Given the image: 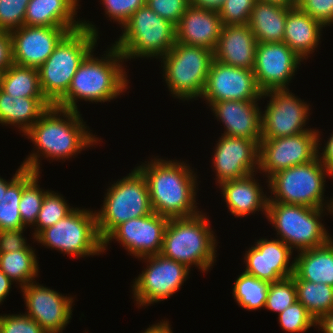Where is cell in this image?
<instances>
[{"label":"cell","mask_w":333,"mask_h":333,"mask_svg":"<svg viewBox=\"0 0 333 333\" xmlns=\"http://www.w3.org/2000/svg\"><path fill=\"white\" fill-rule=\"evenodd\" d=\"M86 127L79 111L65 110L52 105L23 134L31 139L38 151L28 156L21 165L39 174L40 156L52 160L68 159L85 147L98 143L100 140Z\"/></svg>","instance_id":"obj_1"},{"label":"cell","mask_w":333,"mask_h":333,"mask_svg":"<svg viewBox=\"0 0 333 333\" xmlns=\"http://www.w3.org/2000/svg\"><path fill=\"white\" fill-rule=\"evenodd\" d=\"M149 162L137 168L146 179L153 212L167 218L190 217L201 212L195 206L197 179L190 166L159 158Z\"/></svg>","instance_id":"obj_2"},{"label":"cell","mask_w":333,"mask_h":333,"mask_svg":"<svg viewBox=\"0 0 333 333\" xmlns=\"http://www.w3.org/2000/svg\"><path fill=\"white\" fill-rule=\"evenodd\" d=\"M92 53L81 62L66 95L56 107L78 112V99L104 103L126 92L129 82L122 66L125 58L120 51L112 45L100 59Z\"/></svg>","instance_id":"obj_3"},{"label":"cell","mask_w":333,"mask_h":333,"mask_svg":"<svg viewBox=\"0 0 333 333\" xmlns=\"http://www.w3.org/2000/svg\"><path fill=\"white\" fill-rule=\"evenodd\" d=\"M97 36V28L83 21V27L69 32L38 68L43 95L51 105H56L66 95L79 65L94 51Z\"/></svg>","instance_id":"obj_4"},{"label":"cell","mask_w":333,"mask_h":333,"mask_svg":"<svg viewBox=\"0 0 333 333\" xmlns=\"http://www.w3.org/2000/svg\"><path fill=\"white\" fill-rule=\"evenodd\" d=\"M211 230L209 220L201 212L190 217L169 218L160 254L189 269L194 265L203 272L208 271L217 257L216 235Z\"/></svg>","instance_id":"obj_5"},{"label":"cell","mask_w":333,"mask_h":333,"mask_svg":"<svg viewBox=\"0 0 333 333\" xmlns=\"http://www.w3.org/2000/svg\"><path fill=\"white\" fill-rule=\"evenodd\" d=\"M122 35L113 44L126 59L162 58L176 42L175 25L158 16L146 4L121 27Z\"/></svg>","instance_id":"obj_6"},{"label":"cell","mask_w":333,"mask_h":333,"mask_svg":"<svg viewBox=\"0 0 333 333\" xmlns=\"http://www.w3.org/2000/svg\"><path fill=\"white\" fill-rule=\"evenodd\" d=\"M326 176L332 175L321 163L320 157L295 165L271 175L268 188L274 196L268 202L303 205L310 208H323L330 212L331 200L324 202ZM325 179V180H324ZM324 202V203H323Z\"/></svg>","instance_id":"obj_7"},{"label":"cell","mask_w":333,"mask_h":333,"mask_svg":"<svg viewBox=\"0 0 333 333\" xmlns=\"http://www.w3.org/2000/svg\"><path fill=\"white\" fill-rule=\"evenodd\" d=\"M105 195L102 208L95 211L102 240L119 224L153 212L146 179L137 167L112 184Z\"/></svg>","instance_id":"obj_8"},{"label":"cell","mask_w":333,"mask_h":333,"mask_svg":"<svg viewBox=\"0 0 333 333\" xmlns=\"http://www.w3.org/2000/svg\"><path fill=\"white\" fill-rule=\"evenodd\" d=\"M213 60L214 51L175 42L161 61L171 94L187 101L201 98Z\"/></svg>","instance_id":"obj_9"},{"label":"cell","mask_w":333,"mask_h":333,"mask_svg":"<svg viewBox=\"0 0 333 333\" xmlns=\"http://www.w3.org/2000/svg\"><path fill=\"white\" fill-rule=\"evenodd\" d=\"M324 212L325 208L268 202L266 218L280 235L279 240L292 250L301 251L322 246L331 239L320 221Z\"/></svg>","instance_id":"obj_10"},{"label":"cell","mask_w":333,"mask_h":333,"mask_svg":"<svg viewBox=\"0 0 333 333\" xmlns=\"http://www.w3.org/2000/svg\"><path fill=\"white\" fill-rule=\"evenodd\" d=\"M38 243L74 257L103 254V240L97 230L96 213L74 208L51 227L35 237Z\"/></svg>","instance_id":"obj_11"},{"label":"cell","mask_w":333,"mask_h":333,"mask_svg":"<svg viewBox=\"0 0 333 333\" xmlns=\"http://www.w3.org/2000/svg\"><path fill=\"white\" fill-rule=\"evenodd\" d=\"M140 259L147 261V268L135 278L132 286L134 301L140 307L169 298L188 278L190 269L186 265L161 254Z\"/></svg>","instance_id":"obj_12"},{"label":"cell","mask_w":333,"mask_h":333,"mask_svg":"<svg viewBox=\"0 0 333 333\" xmlns=\"http://www.w3.org/2000/svg\"><path fill=\"white\" fill-rule=\"evenodd\" d=\"M318 130L272 139H261L258 170L269 178L274 173L314 160L320 153Z\"/></svg>","instance_id":"obj_13"},{"label":"cell","mask_w":333,"mask_h":333,"mask_svg":"<svg viewBox=\"0 0 333 333\" xmlns=\"http://www.w3.org/2000/svg\"><path fill=\"white\" fill-rule=\"evenodd\" d=\"M266 97L270 99L262 112L261 139L287 137L312 130L303 128L309 120L310 105L289 92V89L268 90L261 98Z\"/></svg>","instance_id":"obj_14"},{"label":"cell","mask_w":333,"mask_h":333,"mask_svg":"<svg viewBox=\"0 0 333 333\" xmlns=\"http://www.w3.org/2000/svg\"><path fill=\"white\" fill-rule=\"evenodd\" d=\"M169 218L152 212L147 216L129 219L116 226L103 239V252L112 239H117L129 254L136 258L160 254ZM110 241V242H109Z\"/></svg>","instance_id":"obj_15"},{"label":"cell","mask_w":333,"mask_h":333,"mask_svg":"<svg viewBox=\"0 0 333 333\" xmlns=\"http://www.w3.org/2000/svg\"><path fill=\"white\" fill-rule=\"evenodd\" d=\"M262 94L253 70L213 60L201 98L211 106L218 101L260 100Z\"/></svg>","instance_id":"obj_16"},{"label":"cell","mask_w":333,"mask_h":333,"mask_svg":"<svg viewBox=\"0 0 333 333\" xmlns=\"http://www.w3.org/2000/svg\"><path fill=\"white\" fill-rule=\"evenodd\" d=\"M303 59L284 42L258 43L253 73L259 89H288Z\"/></svg>","instance_id":"obj_17"},{"label":"cell","mask_w":333,"mask_h":333,"mask_svg":"<svg viewBox=\"0 0 333 333\" xmlns=\"http://www.w3.org/2000/svg\"><path fill=\"white\" fill-rule=\"evenodd\" d=\"M26 315L35 320L47 333H62L72 318L73 298L35 282L21 288Z\"/></svg>","instance_id":"obj_18"},{"label":"cell","mask_w":333,"mask_h":333,"mask_svg":"<svg viewBox=\"0 0 333 333\" xmlns=\"http://www.w3.org/2000/svg\"><path fill=\"white\" fill-rule=\"evenodd\" d=\"M260 141L222 134L217 141L212 162L217 183L240 179L258 170Z\"/></svg>","instance_id":"obj_19"},{"label":"cell","mask_w":333,"mask_h":333,"mask_svg":"<svg viewBox=\"0 0 333 333\" xmlns=\"http://www.w3.org/2000/svg\"><path fill=\"white\" fill-rule=\"evenodd\" d=\"M69 32V28L27 25L10 31L14 63L38 69Z\"/></svg>","instance_id":"obj_20"},{"label":"cell","mask_w":333,"mask_h":333,"mask_svg":"<svg viewBox=\"0 0 333 333\" xmlns=\"http://www.w3.org/2000/svg\"><path fill=\"white\" fill-rule=\"evenodd\" d=\"M292 254L293 250L278 238L259 239L246 251L244 272L268 283L289 278L294 274Z\"/></svg>","instance_id":"obj_21"},{"label":"cell","mask_w":333,"mask_h":333,"mask_svg":"<svg viewBox=\"0 0 333 333\" xmlns=\"http://www.w3.org/2000/svg\"><path fill=\"white\" fill-rule=\"evenodd\" d=\"M259 100H227L214 102L210 107L217 119L224 124L223 135L261 140L262 111Z\"/></svg>","instance_id":"obj_22"},{"label":"cell","mask_w":333,"mask_h":333,"mask_svg":"<svg viewBox=\"0 0 333 333\" xmlns=\"http://www.w3.org/2000/svg\"><path fill=\"white\" fill-rule=\"evenodd\" d=\"M175 27L176 42L214 51L223 25L217 10L190 5Z\"/></svg>","instance_id":"obj_23"},{"label":"cell","mask_w":333,"mask_h":333,"mask_svg":"<svg viewBox=\"0 0 333 333\" xmlns=\"http://www.w3.org/2000/svg\"><path fill=\"white\" fill-rule=\"evenodd\" d=\"M257 44L248 25H224L214 50V60L253 70Z\"/></svg>","instance_id":"obj_24"},{"label":"cell","mask_w":333,"mask_h":333,"mask_svg":"<svg viewBox=\"0 0 333 333\" xmlns=\"http://www.w3.org/2000/svg\"><path fill=\"white\" fill-rule=\"evenodd\" d=\"M78 0H30L24 17V25L39 27H62L71 31L83 27L77 15Z\"/></svg>","instance_id":"obj_25"},{"label":"cell","mask_w":333,"mask_h":333,"mask_svg":"<svg viewBox=\"0 0 333 333\" xmlns=\"http://www.w3.org/2000/svg\"><path fill=\"white\" fill-rule=\"evenodd\" d=\"M254 174L219 184L229 211L236 217L242 218L256 211H264L267 215L268 197L254 179Z\"/></svg>","instance_id":"obj_26"},{"label":"cell","mask_w":333,"mask_h":333,"mask_svg":"<svg viewBox=\"0 0 333 333\" xmlns=\"http://www.w3.org/2000/svg\"><path fill=\"white\" fill-rule=\"evenodd\" d=\"M323 27L297 6L288 8L283 42L306 60L318 47Z\"/></svg>","instance_id":"obj_27"},{"label":"cell","mask_w":333,"mask_h":333,"mask_svg":"<svg viewBox=\"0 0 333 333\" xmlns=\"http://www.w3.org/2000/svg\"><path fill=\"white\" fill-rule=\"evenodd\" d=\"M299 252L294 258V274L291 277L333 286V239L322 246Z\"/></svg>","instance_id":"obj_28"},{"label":"cell","mask_w":333,"mask_h":333,"mask_svg":"<svg viewBox=\"0 0 333 333\" xmlns=\"http://www.w3.org/2000/svg\"><path fill=\"white\" fill-rule=\"evenodd\" d=\"M51 106L45 97H12L0 89V123L14 125L24 134Z\"/></svg>","instance_id":"obj_29"},{"label":"cell","mask_w":333,"mask_h":333,"mask_svg":"<svg viewBox=\"0 0 333 333\" xmlns=\"http://www.w3.org/2000/svg\"><path fill=\"white\" fill-rule=\"evenodd\" d=\"M288 8L256 0L248 27L258 43L283 42Z\"/></svg>","instance_id":"obj_30"},{"label":"cell","mask_w":333,"mask_h":333,"mask_svg":"<svg viewBox=\"0 0 333 333\" xmlns=\"http://www.w3.org/2000/svg\"><path fill=\"white\" fill-rule=\"evenodd\" d=\"M0 89L12 97H44L38 69L15 63L0 73Z\"/></svg>","instance_id":"obj_31"},{"label":"cell","mask_w":333,"mask_h":333,"mask_svg":"<svg viewBox=\"0 0 333 333\" xmlns=\"http://www.w3.org/2000/svg\"><path fill=\"white\" fill-rule=\"evenodd\" d=\"M38 173L25 169L6 189V192L0 202V230L24 229L20 211L19 202L23 193V188Z\"/></svg>","instance_id":"obj_32"},{"label":"cell","mask_w":333,"mask_h":333,"mask_svg":"<svg viewBox=\"0 0 333 333\" xmlns=\"http://www.w3.org/2000/svg\"><path fill=\"white\" fill-rule=\"evenodd\" d=\"M31 246L25 249L0 253V270L13 282H19L20 288L35 282L38 276L39 265L35 250Z\"/></svg>","instance_id":"obj_33"},{"label":"cell","mask_w":333,"mask_h":333,"mask_svg":"<svg viewBox=\"0 0 333 333\" xmlns=\"http://www.w3.org/2000/svg\"><path fill=\"white\" fill-rule=\"evenodd\" d=\"M297 300L317 321L323 314L333 311V286L294 280Z\"/></svg>","instance_id":"obj_34"},{"label":"cell","mask_w":333,"mask_h":333,"mask_svg":"<svg viewBox=\"0 0 333 333\" xmlns=\"http://www.w3.org/2000/svg\"><path fill=\"white\" fill-rule=\"evenodd\" d=\"M269 284L242 272L234 283L233 296L239 306L249 311L265 307Z\"/></svg>","instance_id":"obj_35"},{"label":"cell","mask_w":333,"mask_h":333,"mask_svg":"<svg viewBox=\"0 0 333 333\" xmlns=\"http://www.w3.org/2000/svg\"><path fill=\"white\" fill-rule=\"evenodd\" d=\"M74 208H70L65 199L54 191H48L43 199L41 209L38 213L33 236L41 230L51 227L59 220L68 215Z\"/></svg>","instance_id":"obj_36"},{"label":"cell","mask_w":333,"mask_h":333,"mask_svg":"<svg viewBox=\"0 0 333 333\" xmlns=\"http://www.w3.org/2000/svg\"><path fill=\"white\" fill-rule=\"evenodd\" d=\"M37 174L24 188L19 202V211L25 226L34 225L41 209L43 199L49 190H41Z\"/></svg>","instance_id":"obj_37"},{"label":"cell","mask_w":333,"mask_h":333,"mask_svg":"<svg viewBox=\"0 0 333 333\" xmlns=\"http://www.w3.org/2000/svg\"><path fill=\"white\" fill-rule=\"evenodd\" d=\"M297 301L295 282L292 277L269 284L265 308L278 315Z\"/></svg>","instance_id":"obj_38"},{"label":"cell","mask_w":333,"mask_h":333,"mask_svg":"<svg viewBox=\"0 0 333 333\" xmlns=\"http://www.w3.org/2000/svg\"><path fill=\"white\" fill-rule=\"evenodd\" d=\"M278 316L279 323L286 332L302 333L316 326V320L298 300Z\"/></svg>","instance_id":"obj_39"},{"label":"cell","mask_w":333,"mask_h":333,"mask_svg":"<svg viewBox=\"0 0 333 333\" xmlns=\"http://www.w3.org/2000/svg\"><path fill=\"white\" fill-rule=\"evenodd\" d=\"M256 0H225L218 9L222 25H247Z\"/></svg>","instance_id":"obj_40"},{"label":"cell","mask_w":333,"mask_h":333,"mask_svg":"<svg viewBox=\"0 0 333 333\" xmlns=\"http://www.w3.org/2000/svg\"><path fill=\"white\" fill-rule=\"evenodd\" d=\"M30 0H0V30L12 31L24 25Z\"/></svg>","instance_id":"obj_41"},{"label":"cell","mask_w":333,"mask_h":333,"mask_svg":"<svg viewBox=\"0 0 333 333\" xmlns=\"http://www.w3.org/2000/svg\"><path fill=\"white\" fill-rule=\"evenodd\" d=\"M145 4L158 16L176 25L191 2L190 0H146Z\"/></svg>","instance_id":"obj_42"},{"label":"cell","mask_w":333,"mask_h":333,"mask_svg":"<svg viewBox=\"0 0 333 333\" xmlns=\"http://www.w3.org/2000/svg\"><path fill=\"white\" fill-rule=\"evenodd\" d=\"M0 333H47L26 314L0 315Z\"/></svg>","instance_id":"obj_43"},{"label":"cell","mask_w":333,"mask_h":333,"mask_svg":"<svg viewBox=\"0 0 333 333\" xmlns=\"http://www.w3.org/2000/svg\"><path fill=\"white\" fill-rule=\"evenodd\" d=\"M103 1V2H102ZM146 0H101L105 14L123 26L131 15L145 5Z\"/></svg>","instance_id":"obj_44"},{"label":"cell","mask_w":333,"mask_h":333,"mask_svg":"<svg viewBox=\"0 0 333 333\" xmlns=\"http://www.w3.org/2000/svg\"><path fill=\"white\" fill-rule=\"evenodd\" d=\"M296 6L324 28L333 24V0H296Z\"/></svg>","instance_id":"obj_45"},{"label":"cell","mask_w":333,"mask_h":333,"mask_svg":"<svg viewBox=\"0 0 333 333\" xmlns=\"http://www.w3.org/2000/svg\"><path fill=\"white\" fill-rule=\"evenodd\" d=\"M25 229L0 230V253L25 249L28 244L23 237Z\"/></svg>","instance_id":"obj_46"},{"label":"cell","mask_w":333,"mask_h":333,"mask_svg":"<svg viewBox=\"0 0 333 333\" xmlns=\"http://www.w3.org/2000/svg\"><path fill=\"white\" fill-rule=\"evenodd\" d=\"M13 63L12 39L10 32L0 30V73L8 69Z\"/></svg>","instance_id":"obj_47"},{"label":"cell","mask_w":333,"mask_h":333,"mask_svg":"<svg viewBox=\"0 0 333 333\" xmlns=\"http://www.w3.org/2000/svg\"><path fill=\"white\" fill-rule=\"evenodd\" d=\"M330 135L331 136L329 137L327 143L322 149V153L318 156L321 157V163L325 166V168L329 171L333 178V134Z\"/></svg>","instance_id":"obj_48"},{"label":"cell","mask_w":333,"mask_h":333,"mask_svg":"<svg viewBox=\"0 0 333 333\" xmlns=\"http://www.w3.org/2000/svg\"><path fill=\"white\" fill-rule=\"evenodd\" d=\"M316 326L322 329L323 333H333V311L323 314L317 321Z\"/></svg>","instance_id":"obj_49"},{"label":"cell","mask_w":333,"mask_h":333,"mask_svg":"<svg viewBox=\"0 0 333 333\" xmlns=\"http://www.w3.org/2000/svg\"><path fill=\"white\" fill-rule=\"evenodd\" d=\"M12 280L0 270V304L6 299V296L9 295L11 289Z\"/></svg>","instance_id":"obj_50"},{"label":"cell","mask_w":333,"mask_h":333,"mask_svg":"<svg viewBox=\"0 0 333 333\" xmlns=\"http://www.w3.org/2000/svg\"><path fill=\"white\" fill-rule=\"evenodd\" d=\"M191 5L205 8V9H214L217 10L225 2V0H190Z\"/></svg>","instance_id":"obj_51"},{"label":"cell","mask_w":333,"mask_h":333,"mask_svg":"<svg viewBox=\"0 0 333 333\" xmlns=\"http://www.w3.org/2000/svg\"><path fill=\"white\" fill-rule=\"evenodd\" d=\"M168 321H160L157 324L149 326L144 332L142 333H173L171 327L169 326Z\"/></svg>","instance_id":"obj_52"},{"label":"cell","mask_w":333,"mask_h":333,"mask_svg":"<svg viewBox=\"0 0 333 333\" xmlns=\"http://www.w3.org/2000/svg\"><path fill=\"white\" fill-rule=\"evenodd\" d=\"M25 170V168L20 165V168L16 171L13 178L10 181H7L0 177V202L6 192L7 187Z\"/></svg>","instance_id":"obj_53"},{"label":"cell","mask_w":333,"mask_h":333,"mask_svg":"<svg viewBox=\"0 0 333 333\" xmlns=\"http://www.w3.org/2000/svg\"><path fill=\"white\" fill-rule=\"evenodd\" d=\"M264 2H269L271 4L281 5L286 8H293L296 6V0H260Z\"/></svg>","instance_id":"obj_54"},{"label":"cell","mask_w":333,"mask_h":333,"mask_svg":"<svg viewBox=\"0 0 333 333\" xmlns=\"http://www.w3.org/2000/svg\"><path fill=\"white\" fill-rule=\"evenodd\" d=\"M330 213H332V215H333V198H332V200H331Z\"/></svg>","instance_id":"obj_55"}]
</instances>
